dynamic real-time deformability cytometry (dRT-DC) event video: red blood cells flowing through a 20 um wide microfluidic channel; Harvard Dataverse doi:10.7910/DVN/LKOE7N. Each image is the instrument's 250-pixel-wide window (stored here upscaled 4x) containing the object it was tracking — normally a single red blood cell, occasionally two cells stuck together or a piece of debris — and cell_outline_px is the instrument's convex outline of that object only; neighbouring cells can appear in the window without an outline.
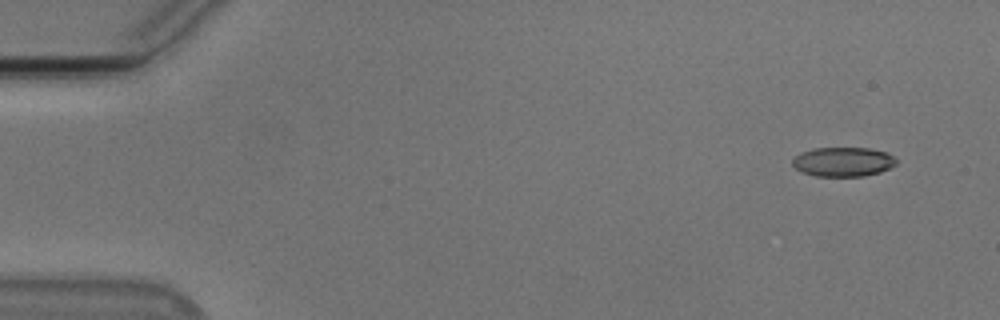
{"species": "Egyptian fruit bat (a non-hibernating species)", "species_latin": "Rousettus aegyptiacus", "temperature_condition": "cold", "stored_images_in_passage": 52, "camera_frame_rate_fps": 3000, "um_per_image_px": 0.085, "animal": {"sex": "male"}, "frame": {"image": 1, "passage_image": 4, "time_ms": 1.0, "image_size_px": [1000, 320], "cell_outline_px": [[896, 164], [880, 172], [864, 176], [816, 176], [800, 172], [792, 164], [792, 160], [800, 152], [812, 148], [868, 148], [884, 152], [892, 156], [896, 160]], "centroid_in_image_um": [71.61, 13.75], "position_along_channel_um": 13.4, "area_um2": 17.69}}
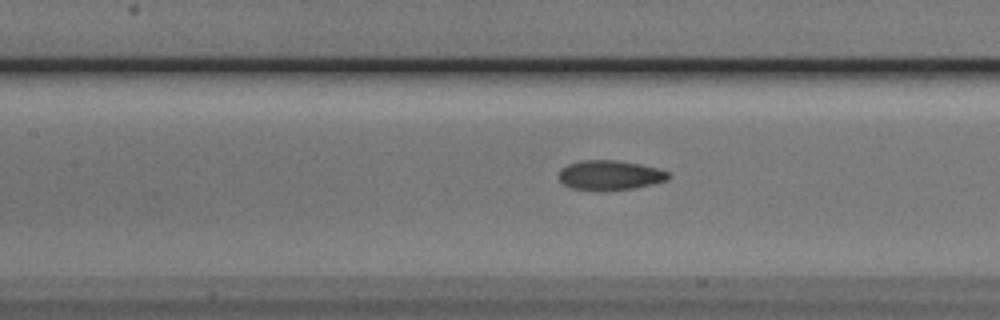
{"frame": {"image": 2, "passage_image": 25, "time_ms": 8.0, "image_size_px": [1000, 320], "cell_outline_px": [[672, 176], [668, 180], [636, 188], [604, 192], [596, 192], [568, 188], [560, 180], [560, 168], [568, 164], [580, 160], [616, 160], [640, 164], [656, 168], [668, 172]], "centroid_in_image_um": [51.83, 14.92], "position_along_channel_um": 155.6, "area_um2": 19.48}}
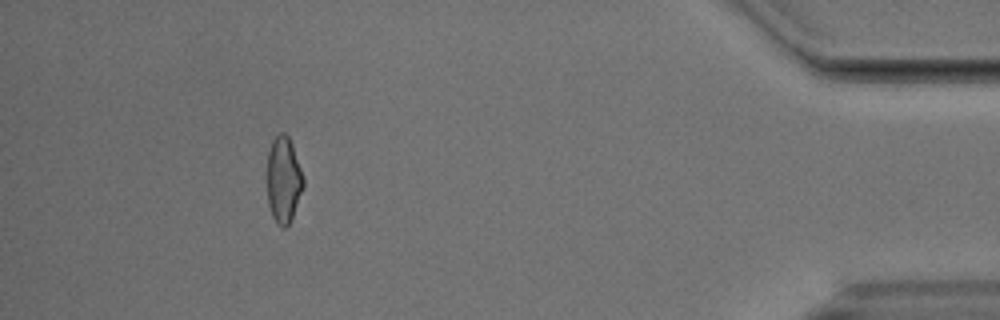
{"frame": {"image": 3, "passage_image": 50, "time_ms": 16.333, "image_size_px": [1000, 320], "cell_outline_px": [[304, 184], [292, 216], [288, 224], [284, 228], [280, 228], [276, 224], [272, 216], [268, 204], [264, 176], [268, 152], [272, 140], [280, 132], [284, 132], [288, 136], [292, 144], [304, 180]], "centroid_in_image_um": [24.03, 15.27], "position_along_channel_um": 411.2, "area_um2": 18.67}, "authors_computed_cell_mechanics": {"area_um2": 18.6694, "velocity_mm_per_s": 3.7736, "shape_relaxation_time_tau1_ms": 7.5721, "shape_relaxation_time_tau2_ms": 2.0079, "deformation_change_tau1": 0.1693, "deformation_change_tau2": 0.0891}}